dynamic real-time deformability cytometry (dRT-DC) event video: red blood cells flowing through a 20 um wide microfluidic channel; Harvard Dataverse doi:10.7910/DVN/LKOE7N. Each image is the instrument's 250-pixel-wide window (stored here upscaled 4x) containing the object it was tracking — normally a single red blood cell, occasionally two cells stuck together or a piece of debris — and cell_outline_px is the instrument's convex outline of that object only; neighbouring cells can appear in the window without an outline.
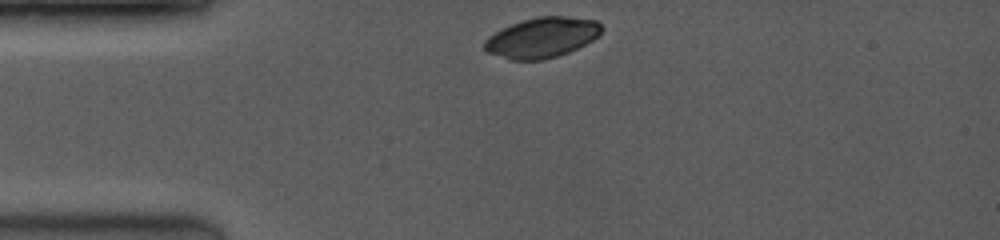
{"species": "common noctule bat (a hibernating species)", "species_latin": "Nyctalus noctula", "temperature_condition": "room temperature", "stored_images_in_passage": 25, "camera_frame_rate_fps": 3500, "um_per_image_px": 0.085, "animal": {"sex": "female", "body_mass_g": 19.0, "forearm_length_mm": 53.3}, "frame": {"image": 1, "passage_image": 1, "time_ms": 0.0, "image_size_px": [1000, 240], "cell_outline_px": [[604, 28], [592, 40], [568, 52], [544, 60], [512, 60], [488, 52], [484, 48], [484, 40], [488, 36], [512, 24], [536, 16], [564, 16], [596, 20]], "centroid_in_image_um": [46.06, 3.19], "position_along_channel_um": 38.9, "area_um2": 27.11}}
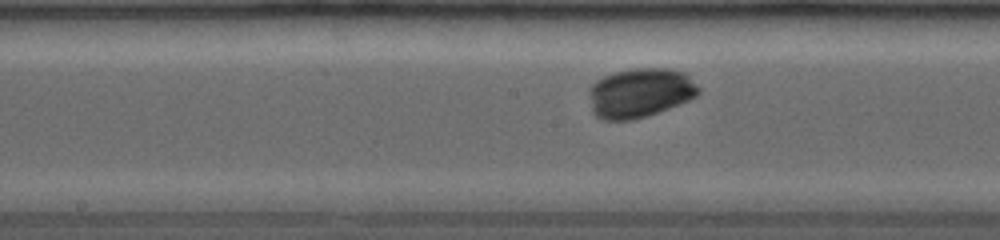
{"frame": {"image": 2, "passage_image": 14, "time_ms": 4.571, "image_size_px": [1000, 240], "cell_outline_px": [[700, 92], [696, 96], [680, 104], [632, 120], [604, 120], [596, 116], [592, 112], [588, 92], [588, 88], [596, 80], [604, 76], [616, 72], [632, 68], [668, 68], [684, 72], [700, 88]], "centroid_in_image_um": [54.37, 7.88], "position_along_channel_um": 193.8, "area_um2": 31.56}}
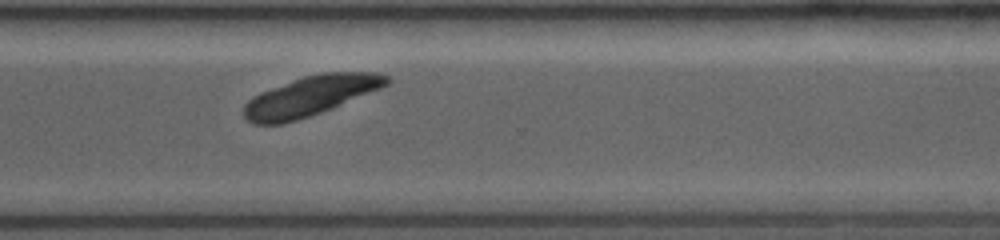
{"frame": {"image": 3, "passage_image": 25, "time_ms": 8.286, "image_size_px": [1000, 240], "cell_outline_px": [[392, 80], [388, 84], [380, 88], [332, 108], [296, 120], [280, 124], [252, 124], [244, 116], [244, 104], [252, 96], [260, 92], [304, 76], [320, 72], [376, 72], [388, 76]], "centroid_in_image_um": [26.38, 8.14], "position_along_channel_um": 344.2, "area_um2": 32.83}}